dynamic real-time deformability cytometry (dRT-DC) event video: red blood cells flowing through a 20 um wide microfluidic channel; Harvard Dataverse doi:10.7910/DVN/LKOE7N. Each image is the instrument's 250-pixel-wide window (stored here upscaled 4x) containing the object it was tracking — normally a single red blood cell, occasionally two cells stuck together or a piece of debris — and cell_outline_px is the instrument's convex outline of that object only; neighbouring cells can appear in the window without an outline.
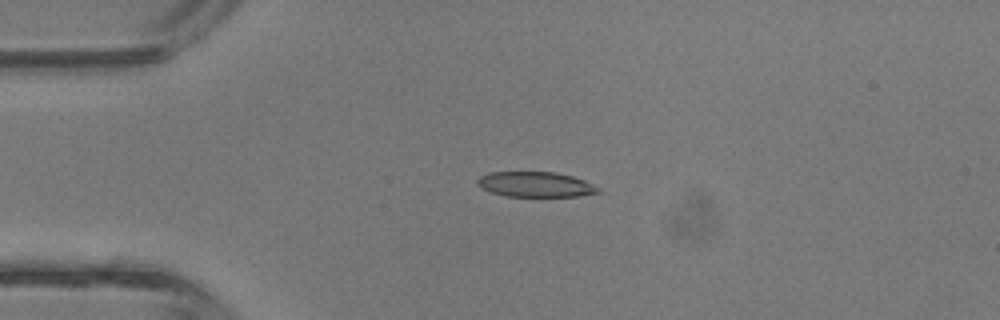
{"species": "common noctule bat (a hibernating species)", "species_latin": "Nyctalus noctula", "temperature_condition": "room temperature", "stored_images_in_passage": 4, "camera_frame_rate_fps": 3000, "um_per_image_px": 0.085, "animal": {"sex": "male", "body_mass_g": 13.3}, "frame": {"image": 1, "passage_image": 3, "time_ms": 0.667, "image_size_px": [1000, 320], "cell_outline_px": [[600, 192], [580, 196], [504, 196], [480, 188], [476, 184], [476, 180], [480, 176], [488, 172], [556, 172], [572, 176], [584, 180], [600, 188]], "centroid_in_image_um": [45.49, 15.67], "position_along_channel_um": 39.5, "area_um2": 17.8}}
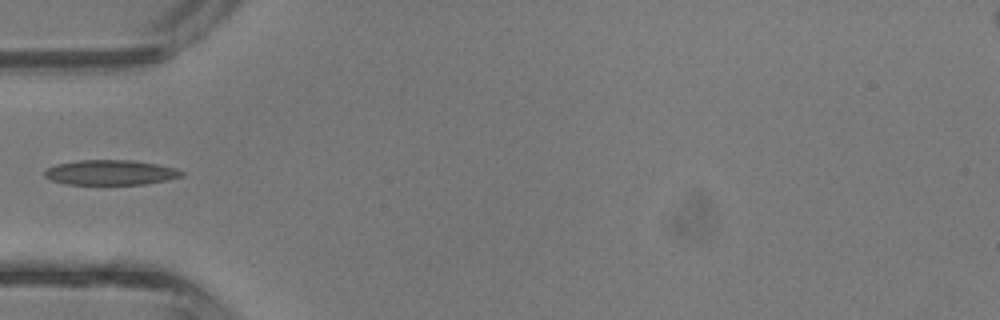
{"frame": {"image": 2, "passage_image": 4, "time_ms": 1.0, "image_size_px": [1000, 320], "cell_outline_px": [[184, 176], [168, 180], [144, 184], [64, 184], [52, 180], [44, 176], [44, 172], [48, 168], [56, 164], [76, 160], [132, 160], [156, 164], [176, 168], [184, 172]], "centroid_in_image_um": [9.41, 14.66], "position_along_channel_um": 75.6, "area_um2": 20.0}}